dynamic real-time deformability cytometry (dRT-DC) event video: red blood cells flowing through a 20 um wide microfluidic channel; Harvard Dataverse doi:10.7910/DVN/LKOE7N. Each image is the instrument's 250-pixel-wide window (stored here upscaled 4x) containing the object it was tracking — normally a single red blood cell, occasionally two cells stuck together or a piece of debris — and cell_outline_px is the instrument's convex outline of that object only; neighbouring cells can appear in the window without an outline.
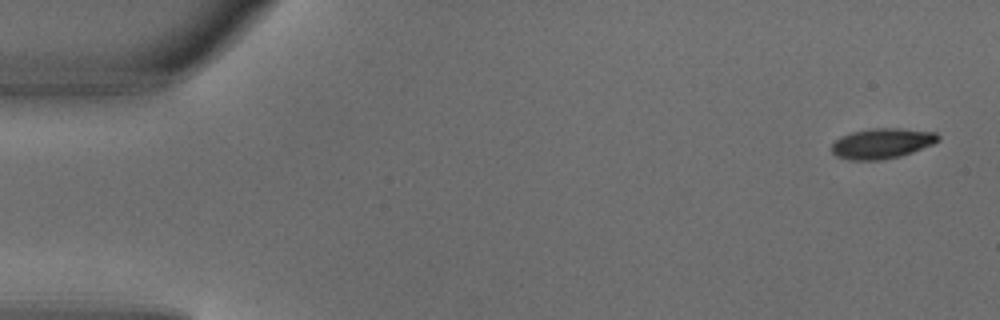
{"species": "common noctule bat (a hibernating species)", "species_latin": "Nyctalus noctula", "temperature_condition": "warm", "stored_images_in_passage": 4, "camera_frame_rate_fps": 3000, "um_per_image_px": 0.085, "animal": {"sex": "male", "body_mass_g": 18.8}, "frame": {"image": 1, "passage_image": 1, "time_ms": 0.0, "image_size_px": [1000, 320], "cell_outline_px": [[940, 140], [932, 144], [912, 152], [900, 156], [880, 160], [848, 160], [836, 156], [832, 152], [832, 144], [840, 136], [852, 132], [872, 128], [900, 128], [936, 132], [940, 136]], "centroid_in_image_um": [74.96, 12.18], "position_along_channel_um": 10.0, "area_um2": 18.84}}
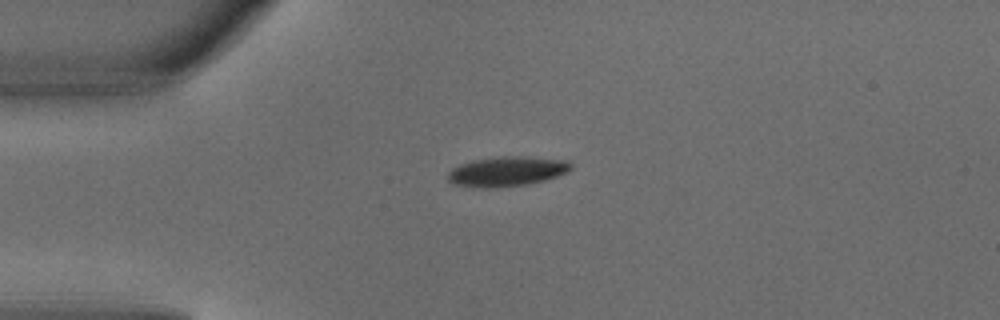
{"frame": {"image": 2, "passage_image": 3, "time_ms": 0.667, "image_size_px": [1000, 320], "cell_outline_px": [[572, 168], [568, 172], [544, 180], [528, 184], [496, 188], [476, 188], [452, 184], [448, 180], [448, 172], [452, 168], [460, 164], [472, 160], [500, 156], [520, 156], [568, 160], [572, 164]], "centroid_in_image_um": [43.06, 14.57], "position_along_channel_um": 41.9, "area_um2": 21.62}}
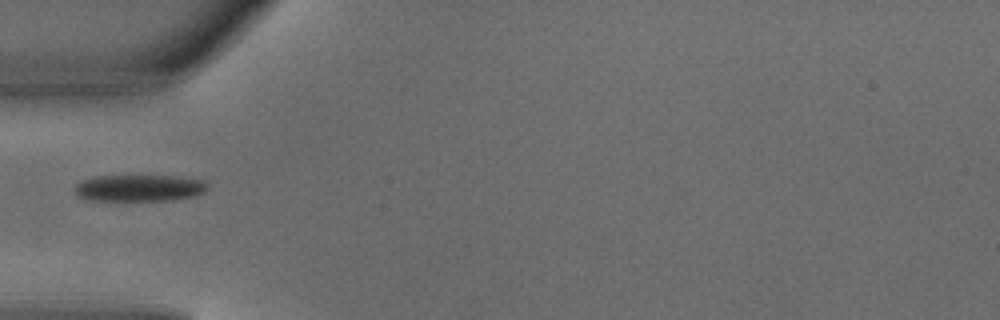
{"frame": {"image": 3, "passage_image": 4, "time_ms": 1.0, "image_size_px": [1000, 320], "cell_outline_px": [[208, 188], [204, 192], [196, 196], [168, 200], [92, 200], [80, 196], [72, 188], [76, 184], [92, 176], [176, 176], [204, 180], [208, 184]], "centroid_in_image_um": [11.87, 15.97], "position_along_channel_um": 73.1, "area_um2": 20.58}}